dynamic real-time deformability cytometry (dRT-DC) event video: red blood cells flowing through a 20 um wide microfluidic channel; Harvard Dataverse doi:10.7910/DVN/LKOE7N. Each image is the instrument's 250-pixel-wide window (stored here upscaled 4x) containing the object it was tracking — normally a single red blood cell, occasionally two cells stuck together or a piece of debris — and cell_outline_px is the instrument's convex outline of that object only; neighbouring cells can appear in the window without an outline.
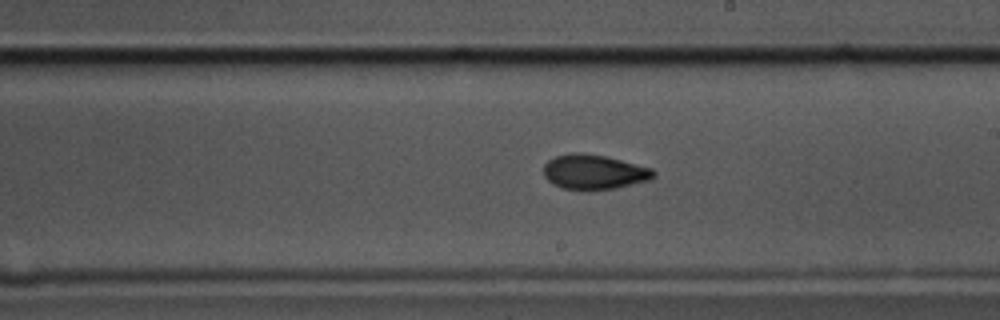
{"species": "common noctule bat (a hibernating species)", "species_latin": "Nyctalus noctula", "temperature_condition": "cold", "stored_images_in_passage": 57, "camera_frame_rate_fps": 3000, "um_per_image_px": 0.085, "animal": {"sex": "male", "body_mass_g": 17.5, "forearm_length_mm": 52.3}, "frame": {"image": 1, "passage_image": 32, "time_ms": 10.333, "image_size_px": [1000, 320], "cell_outline_px": [[656, 176], [648, 180], [616, 188], [564, 188], [552, 184], [544, 176], [544, 164], [548, 160], [556, 156], [572, 152], [580, 152], [608, 156], [652, 168], [656, 172]], "centroid_in_image_um": [50.5, 14.58], "position_along_channel_um": 238.5, "area_um2": 22.02}}
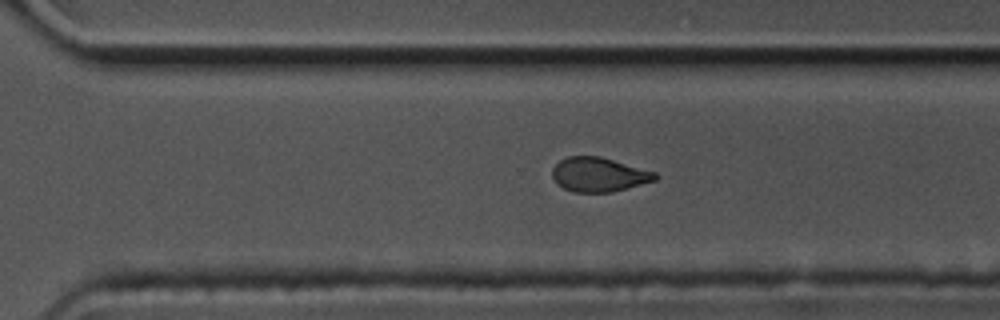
{"frame": {"image": 2, "passage_image": 39, "time_ms": 12.667, "image_size_px": [1000, 320], "cell_outline_px": [[660, 176], [656, 180], [612, 192], [572, 192], [556, 184], [552, 176], [552, 168], [560, 160], [568, 156], [600, 156], [656, 172]], "centroid_in_image_um": [50.89, 14.84], "position_along_channel_um": 319.7, "area_um2": 20.63}}
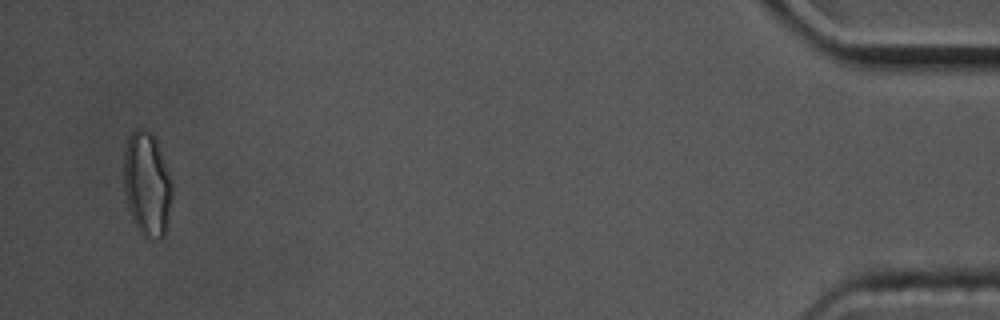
{"frame": {"image": 3, "passage_image": 55, "time_ms": 18.0, "image_size_px": [1000, 320], "cell_outline_px": [[172, 196], [168, 220], [164, 236], [160, 240], [144, 240], [128, 208], [124, 188], [124, 152], [128, 136], [136, 128], [144, 128], [156, 140], [172, 180]], "centroid_in_image_um": [12.5, 15.7], "position_along_channel_um": 422.7, "area_um2": 29.54}, "authors_computed_cell_mechanics": {"area_um2": 22.0218, "velocity_mm_per_s": 3.4824, "shape_relaxation_time_tau1_ms": 8.3342, "shape_relaxation_time_tau2_ms": 3.0714, "deformation_change_tau1": 0.1493, "deformation_change_tau2": 0.0798}}